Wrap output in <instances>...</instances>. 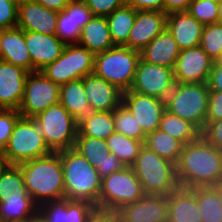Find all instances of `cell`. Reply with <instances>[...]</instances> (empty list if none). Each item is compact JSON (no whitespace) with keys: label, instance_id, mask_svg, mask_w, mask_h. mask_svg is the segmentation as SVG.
I'll return each instance as SVG.
<instances>
[{"label":"cell","instance_id":"cell-3","mask_svg":"<svg viewBox=\"0 0 222 222\" xmlns=\"http://www.w3.org/2000/svg\"><path fill=\"white\" fill-rule=\"evenodd\" d=\"M58 153L63 168L65 199L87 201L98 211L102 179L96 168L73 148Z\"/></svg>","mask_w":222,"mask_h":222},{"label":"cell","instance_id":"cell-13","mask_svg":"<svg viewBox=\"0 0 222 222\" xmlns=\"http://www.w3.org/2000/svg\"><path fill=\"white\" fill-rule=\"evenodd\" d=\"M213 63L199 45L181 50L173 68L175 82L207 83Z\"/></svg>","mask_w":222,"mask_h":222},{"label":"cell","instance_id":"cell-20","mask_svg":"<svg viewBox=\"0 0 222 222\" xmlns=\"http://www.w3.org/2000/svg\"><path fill=\"white\" fill-rule=\"evenodd\" d=\"M82 80L92 111H113L122 104L123 91L115 85L94 73L86 75Z\"/></svg>","mask_w":222,"mask_h":222},{"label":"cell","instance_id":"cell-9","mask_svg":"<svg viewBox=\"0 0 222 222\" xmlns=\"http://www.w3.org/2000/svg\"><path fill=\"white\" fill-rule=\"evenodd\" d=\"M52 152L71 149L78 134V122L60 103L34 117Z\"/></svg>","mask_w":222,"mask_h":222},{"label":"cell","instance_id":"cell-37","mask_svg":"<svg viewBox=\"0 0 222 222\" xmlns=\"http://www.w3.org/2000/svg\"><path fill=\"white\" fill-rule=\"evenodd\" d=\"M73 149L85 157L95 168L99 166L105 156L104 152L110 151L106 140L87 136H77Z\"/></svg>","mask_w":222,"mask_h":222},{"label":"cell","instance_id":"cell-43","mask_svg":"<svg viewBox=\"0 0 222 222\" xmlns=\"http://www.w3.org/2000/svg\"><path fill=\"white\" fill-rule=\"evenodd\" d=\"M85 3L93 15L107 16L114 10L123 7L125 0H86Z\"/></svg>","mask_w":222,"mask_h":222},{"label":"cell","instance_id":"cell-57","mask_svg":"<svg viewBox=\"0 0 222 222\" xmlns=\"http://www.w3.org/2000/svg\"><path fill=\"white\" fill-rule=\"evenodd\" d=\"M12 1L16 2L17 4H20L29 0H12Z\"/></svg>","mask_w":222,"mask_h":222},{"label":"cell","instance_id":"cell-6","mask_svg":"<svg viewBox=\"0 0 222 222\" xmlns=\"http://www.w3.org/2000/svg\"><path fill=\"white\" fill-rule=\"evenodd\" d=\"M144 195L141 182L132 166H124L102 179L98 212L114 215L122 207L136 202Z\"/></svg>","mask_w":222,"mask_h":222},{"label":"cell","instance_id":"cell-59","mask_svg":"<svg viewBox=\"0 0 222 222\" xmlns=\"http://www.w3.org/2000/svg\"><path fill=\"white\" fill-rule=\"evenodd\" d=\"M219 5H220V13H221V16H222V2Z\"/></svg>","mask_w":222,"mask_h":222},{"label":"cell","instance_id":"cell-24","mask_svg":"<svg viewBox=\"0 0 222 222\" xmlns=\"http://www.w3.org/2000/svg\"><path fill=\"white\" fill-rule=\"evenodd\" d=\"M0 60L32 72L31 56L25 42V31L18 26L3 29Z\"/></svg>","mask_w":222,"mask_h":222},{"label":"cell","instance_id":"cell-60","mask_svg":"<svg viewBox=\"0 0 222 222\" xmlns=\"http://www.w3.org/2000/svg\"><path fill=\"white\" fill-rule=\"evenodd\" d=\"M214 1L219 3V4L222 2V0H214Z\"/></svg>","mask_w":222,"mask_h":222},{"label":"cell","instance_id":"cell-42","mask_svg":"<svg viewBox=\"0 0 222 222\" xmlns=\"http://www.w3.org/2000/svg\"><path fill=\"white\" fill-rule=\"evenodd\" d=\"M18 4L12 0H0V29L17 27Z\"/></svg>","mask_w":222,"mask_h":222},{"label":"cell","instance_id":"cell-50","mask_svg":"<svg viewBox=\"0 0 222 222\" xmlns=\"http://www.w3.org/2000/svg\"><path fill=\"white\" fill-rule=\"evenodd\" d=\"M37 3H40L42 6L61 12L69 3L68 0H34Z\"/></svg>","mask_w":222,"mask_h":222},{"label":"cell","instance_id":"cell-11","mask_svg":"<svg viewBox=\"0 0 222 222\" xmlns=\"http://www.w3.org/2000/svg\"><path fill=\"white\" fill-rule=\"evenodd\" d=\"M59 93L60 85L47 78L41 71L29 72L18 111L23 117L34 118L59 103Z\"/></svg>","mask_w":222,"mask_h":222},{"label":"cell","instance_id":"cell-44","mask_svg":"<svg viewBox=\"0 0 222 222\" xmlns=\"http://www.w3.org/2000/svg\"><path fill=\"white\" fill-rule=\"evenodd\" d=\"M201 136L217 149L222 150V119L206 122L201 131Z\"/></svg>","mask_w":222,"mask_h":222},{"label":"cell","instance_id":"cell-26","mask_svg":"<svg viewBox=\"0 0 222 222\" xmlns=\"http://www.w3.org/2000/svg\"><path fill=\"white\" fill-rule=\"evenodd\" d=\"M180 51L172 34L165 28L140 53L148 63L174 68Z\"/></svg>","mask_w":222,"mask_h":222},{"label":"cell","instance_id":"cell-35","mask_svg":"<svg viewBox=\"0 0 222 222\" xmlns=\"http://www.w3.org/2000/svg\"><path fill=\"white\" fill-rule=\"evenodd\" d=\"M108 148L125 166H132L138 153L143 146V142L128 138L127 136L114 132L107 139Z\"/></svg>","mask_w":222,"mask_h":222},{"label":"cell","instance_id":"cell-40","mask_svg":"<svg viewBox=\"0 0 222 222\" xmlns=\"http://www.w3.org/2000/svg\"><path fill=\"white\" fill-rule=\"evenodd\" d=\"M187 11L203 25L221 21L220 5L214 0H193Z\"/></svg>","mask_w":222,"mask_h":222},{"label":"cell","instance_id":"cell-48","mask_svg":"<svg viewBox=\"0 0 222 222\" xmlns=\"http://www.w3.org/2000/svg\"><path fill=\"white\" fill-rule=\"evenodd\" d=\"M207 83L210 91H222V62L219 60L214 61Z\"/></svg>","mask_w":222,"mask_h":222},{"label":"cell","instance_id":"cell-15","mask_svg":"<svg viewBox=\"0 0 222 222\" xmlns=\"http://www.w3.org/2000/svg\"><path fill=\"white\" fill-rule=\"evenodd\" d=\"M114 216L119 222H168V196L144 195Z\"/></svg>","mask_w":222,"mask_h":222},{"label":"cell","instance_id":"cell-14","mask_svg":"<svg viewBox=\"0 0 222 222\" xmlns=\"http://www.w3.org/2000/svg\"><path fill=\"white\" fill-rule=\"evenodd\" d=\"M122 104L134 115L147 135L159 129L165 109V100L131 90L123 92Z\"/></svg>","mask_w":222,"mask_h":222},{"label":"cell","instance_id":"cell-56","mask_svg":"<svg viewBox=\"0 0 222 222\" xmlns=\"http://www.w3.org/2000/svg\"><path fill=\"white\" fill-rule=\"evenodd\" d=\"M3 29H0V59H1V41H2Z\"/></svg>","mask_w":222,"mask_h":222},{"label":"cell","instance_id":"cell-4","mask_svg":"<svg viewBox=\"0 0 222 222\" xmlns=\"http://www.w3.org/2000/svg\"><path fill=\"white\" fill-rule=\"evenodd\" d=\"M132 168L145 195L169 196L179 185L174 163L142 146Z\"/></svg>","mask_w":222,"mask_h":222},{"label":"cell","instance_id":"cell-41","mask_svg":"<svg viewBox=\"0 0 222 222\" xmlns=\"http://www.w3.org/2000/svg\"><path fill=\"white\" fill-rule=\"evenodd\" d=\"M21 116L16 109H0V151L4 152L15 124Z\"/></svg>","mask_w":222,"mask_h":222},{"label":"cell","instance_id":"cell-49","mask_svg":"<svg viewBox=\"0 0 222 222\" xmlns=\"http://www.w3.org/2000/svg\"><path fill=\"white\" fill-rule=\"evenodd\" d=\"M193 0H164L163 12L167 15L173 12L187 11Z\"/></svg>","mask_w":222,"mask_h":222},{"label":"cell","instance_id":"cell-45","mask_svg":"<svg viewBox=\"0 0 222 222\" xmlns=\"http://www.w3.org/2000/svg\"><path fill=\"white\" fill-rule=\"evenodd\" d=\"M105 156L99 163V166L96 168L97 172L101 179L109 176L113 172L121 170L125 165L118 159L114 154H111L110 151L104 152Z\"/></svg>","mask_w":222,"mask_h":222},{"label":"cell","instance_id":"cell-21","mask_svg":"<svg viewBox=\"0 0 222 222\" xmlns=\"http://www.w3.org/2000/svg\"><path fill=\"white\" fill-rule=\"evenodd\" d=\"M165 28L166 14L163 11L136 10L135 23L128 38V47L141 52Z\"/></svg>","mask_w":222,"mask_h":222},{"label":"cell","instance_id":"cell-12","mask_svg":"<svg viewBox=\"0 0 222 222\" xmlns=\"http://www.w3.org/2000/svg\"><path fill=\"white\" fill-rule=\"evenodd\" d=\"M175 85L173 68L140 58L131 91L165 100Z\"/></svg>","mask_w":222,"mask_h":222},{"label":"cell","instance_id":"cell-54","mask_svg":"<svg viewBox=\"0 0 222 222\" xmlns=\"http://www.w3.org/2000/svg\"><path fill=\"white\" fill-rule=\"evenodd\" d=\"M105 222H119L114 215L105 213Z\"/></svg>","mask_w":222,"mask_h":222},{"label":"cell","instance_id":"cell-30","mask_svg":"<svg viewBox=\"0 0 222 222\" xmlns=\"http://www.w3.org/2000/svg\"><path fill=\"white\" fill-rule=\"evenodd\" d=\"M136 10L124 5L106 16L114 46L128 47V38L135 23Z\"/></svg>","mask_w":222,"mask_h":222},{"label":"cell","instance_id":"cell-29","mask_svg":"<svg viewBox=\"0 0 222 222\" xmlns=\"http://www.w3.org/2000/svg\"><path fill=\"white\" fill-rule=\"evenodd\" d=\"M38 213V205L29 194H10L0 202L1 222H24Z\"/></svg>","mask_w":222,"mask_h":222},{"label":"cell","instance_id":"cell-8","mask_svg":"<svg viewBox=\"0 0 222 222\" xmlns=\"http://www.w3.org/2000/svg\"><path fill=\"white\" fill-rule=\"evenodd\" d=\"M52 153L34 118L21 116L14 127L4 154L9 165L44 157Z\"/></svg>","mask_w":222,"mask_h":222},{"label":"cell","instance_id":"cell-52","mask_svg":"<svg viewBox=\"0 0 222 222\" xmlns=\"http://www.w3.org/2000/svg\"><path fill=\"white\" fill-rule=\"evenodd\" d=\"M89 222H105V213L97 212Z\"/></svg>","mask_w":222,"mask_h":222},{"label":"cell","instance_id":"cell-19","mask_svg":"<svg viewBox=\"0 0 222 222\" xmlns=\"http://www.w3.org/2000/svg\"><path fill=\"white\" fill-rule=\"evenodd\" d=\"M28 73L19 66L0 60V109H19Z\"/></svg>","mask_w":222,"mask_h":222},{"label":"cell","instance_id":"cell-28","mask_svg":"<svg viewBox=\"0 0 222 222\" xmlns=\"http://www.w3.org/2000/svg\"><path fill=\"white\" fill-rule=\"evenodd\" d=\"M59 103L68 110L77 122L93 112L85 95L82 78L60 85Z\"/></svg>","mask_w":222,"mask_h":222},{"label":"cell","instance_id":"cell-18","mask_svg":"<svg viewBox=\"0 0 222 222\" xmlns=\"http://www.w3.org/2000/svg\"><path fill=\"white\" fill-rule=\"evenodd\" d=\"M85 2H71L58 14L56 36L66 44H77L81 29L93 17Z\"/></svg>","mask_w":222,"mask_h":222},{"label":"cell","instance_id":"cell-17","mask_svg":"<svg viewBox=\"0 0 222 222\" xmlns=\"http://www.w3.org/2000/svg\"><path fill=\"white\" fill-rule=\"evenodd\" d=\"M59 12L48 9L34 0L18 4L17 26L23 31L56 35Z\"/></svg>","mask_w":222,"mask_h":222},{"label":"cell","instance_id":"cell-53","mask_svg":"<svg viewBox=\"0 0 222 222\" xmlns=\"http://www.w3.org/2000/svg\"><path fill=\"white\" fill-rule=\"evenodd\" d=\"M24 222H45V221L41 217V215L39 213H37L35 216L28 218Z\"/></svg>","mask_w":222,"mask_h":222},{"label":"cell","instance_id":"cell-51","mask_svg":"<svg viewBox=\"0 0 222 222\" xmlns=\"http://www.w3.org/2000/svg\"><path fill=\"white\" fill-rule=\"evenodd\" d=\"M9 165L6 156L4 152L0 151V175L2 172L6 169V167Z\"/></svg>","mask_w":222,"mask_h":222},{"label":"cell","instance_id":"cell-1","mask_svg":"<svg viewBox=\"0 0 222 222\" xmlns=\"http://www.w3.org/2000/svg\"><path fill=\"white\" fill-rule=\"evenodd\" d=\"M175 166L179 187L192 189L222 182V150L202 136L183 146Z\"/></svg>","mask_w":222,"mask_h":222},{"label":"cell","instance_id":"cell-23","mask_svg":"<svg viewBox=\"0 0 222 222\" xmlns=\"http://www.w3.org/2000/svg\"><path fill=\"white\" fill-rule=\"evenodd\" d=\"M204 25L188 11L173 12L166 15V29L172 34L180 50L200 44Z\"/></svg>","mask_w":222,"mask_h":222},{"label":"cell","instance_id":"cell-39","mask_svg":"<svg viewBox=\"0 0 222 222\" xmlns=\"http://www.w3.org/2000/svg\"><path fill=\"white\" fill-rule=\"evenodd\" d=\"M199 46L214 61L222 55V24L212 23L204 25Z\"/></svg>","mask_w":222,"mask_h":222},{"label":"cell","instance_id":"cell-36","mask_svg":"<svg viewBox=\"0 0 222 222\" xmlns=\"http://www.w3.org/2000/svg\"><path fill=\"white\" fill-rule=\"evenodd\" d=\"M115 132L128 138L145 141L146 134L137 123L134 115L123 105L113 110Z\"/></svg>","mask_w":222,"mask_h":222},{"label":"cell","instance_id":"cell-5","mask_svg":"<svg viewBox=\"0 0 222 222\" xmlns=\"http://www.w3.org/2000/svg\"><path fill=\"white\" fill-rule=\"evenodd\" d=\"M141 53L126 46H114L94 55V74L118 87L130 90Z\"/></svg>","mask_w":222,"mask_h":222},{"label":"cell","instance_id":"cell-33","mask_svg":"<svg viewBox=\"0 0 222 222\" xmlns=\"http://www.w3.org/2000/svg\"><path fill=\"white\" fill-rule=\"evenodd\" d=\"M159 129L183 145L195 141L201 136V131L194 124L166 110L162 115Z\"/></svg>","mask_w":222,"mask_h":222},{"label":"cell","instance_id":"cell-47","mask_svg":"<svg viewBox=\"0 0 222 222\" xmlns=\"http://www.w3.org/2000/svg\"><path fill=\"white\" fill-rule=\"evenodd\" d=\"M163 4L164 0H125V5L131 6L137 11H163Z\"/></svg>","mask_w":222,"mask_h":222},{"label":"cell","instance_id":"cell-58","mask_svg":"<svg viewBox=\"0 0 222 222\" xmlns=\"http://www.w3.org/2000/svg\"><path fill=\"white\" fill-rule=\"evenodd\" d=\"M86 0H68L69 3L71 2H85Z\"/></svg>","mask_w":222,"mask_h":222},{"label":"cell","instance_id":"cell-2","mask_svg":"<svg viewBox=\"0 0 222 222\" xmlns=\"http://www.w3.org/2000/svg\"><path fill=\"white\" fill-rule=\"evenodd\" d=\"M28 194L40 206L65 198L63 168L58 152L18 165Z\"/></svg>","mask_w":222,"mask_h":222},{"label":"cell","instance_id":"cell-32","mask_svg":"<svg viewBox=\"0 0 222 222\" xmlns=\"http://www.w3.org/2000/svg\"><path fill=\"white\" fill-rule=\"evenodd\" d=\"M143 145L175 165L184 146L180 141L160 129L148 133Z\"/></svg>","mask_w":222,"mask_h":222},{"label":"cell","instance_id":"cell-25","mask_svg":"<svg viewBox=\"0 0 222 222\" xmlns=\"http://www.w3.org/2000/svg\"><path fill=\"white\" fill-rule=\"evenodd\" d=\"M168 222H202L196 187H178L168 196Z\"/></svg>","mask_w":222,"mask_h":222},{"label":"cell","instance_id":"cell-34","mask_svg":"<svg viewBox=\"0 0 222 222\" xmlns=\"http://www.w3.org/2000/svg\"><path fill=\"white\" fill-rule=\"evenodd\" d=\"M196 199L202 222H222V205L214 186L196 187Z\"/></svg>","mask_w":222,"mask_h":222},{"label":"cell","instance_id":"cell-16","mask_svg":"<svg viewBox=\"0 0 222 222\" xmlns=\"http://www.w3.org/2000/svg\"><path fill=\"white\" fill-rule=\"evenodd\" d=\"M87 201L54 200L38 206V213L45 222H89L97 213Z\"/></svg>","mask_w":222,"mask_h":222},{"label":"cell","instance_id":"cell-55","mask_svg":"<svg viewBox=\"0 0 222 222\" xmlns=\"http://www.w3.org/2000/svg\"><path fill=\"white\" fill-rule=\"evenodd\" d=\"M214 187L217 189V191L219 193V197H220V201H221V205H222V182L216 184Z\"/></svg>","mask_w":222,"mask_h":222},{"label":"cell","instance_id":"cell-38","mask_svg":"<svg viewBox=\"0 0 222 222\" xmlns=\"http://www.w3.org/2000/svg\"><path fill=\"white\" fill-rule=\"evenodd\" d=\"M28 194L18 165H8L0 175V202L10 194Z\"/></svg>","mask_w":222,"mask_h":222},{"label":"cell","instance_id":"cell-61","mask_svg":"<svg viewBox=\"0 0 222 222\" xmlns=\"http://www.w3.org/2000/svg\"><path fill=\"white\" fill-rule=\"evenodd\" d=\"M220 62H222V55H221V57L218 59Z\"/></svg>","mask_w":222,"mask_h":222},{"label":"cell","instance_id":"cell-46","mask_svg":"<svg viewBox=\"0 0 222 222\" xmlns=\"http://www.w3.org/2000/svg\"><path fill=\"white\" fill-rule=\"evenodd\" d=\"M222 119V91H210L206 122Z\"/></svg>","mask_w":222,"mask_h":222},{"label":"cell","instance_id":"cell-22","mask_svg":"<svg viewBox=\"0 0 222 222\" xmlns=\"http://www.w3.org/2000/svg\"><path fill=\"white\" fill-rule=\"evenodd\" d=\"M25 42L31 56L32 72L42 70L60 57L65 44L56 35L25 31Z\"/></svg>","mask_w":222,"mask_h":222},{"label":"cell","instance_id":"cell-10","mask_svg":"<svg viewBox=\"0 0 222 222\" xmlns=\"http://www.w3.org/2000/svg\"><path fill=\"white\" fill-rule=\"evenodd\" d=\"M58 85L94 72V54L78 44H66L59 58L40 70Z\"/></svg>","mask_w":222,"mask_h":222},{"label":"cell","instance_id":"cell-27","mask_svg":"<svg viewBox=\"0 0 222 222\" xmlns=\"http://www.w3.org/2000/svg\"><path fill=\"white\" fill-rule=\"evenodd\" d=\"M78 45L86 48L94 55L114 47L106 16L94 15L82 27Z\"/></svg>","mask_w":222,"mask_h":222},{"label":"cell","instance_id":"cell-7","mask_svg":"<svg viewBox=\"0 0 222 222\" xmlns=\"http://www.w3.org/2000/svg\"><path fill=\"white\" fill-rule=\"evenodd\" d=\"M210 90L208 83L181 84L175 82L165 99V109L194 124L200 131L206 125Z\"/></svg>","mask_w":222,"mask_h":222},{"label":"cell","instance_id":"cell-31","mask_svg":"<svg viewBox=\"0 0 222 222\" xmlns=\"http://www.w3.org/2000/svg\"><path fill=\"white\" fill-rule=\"evenodd\" d=\"M115 132L113 111H93L78 122L77 136L106 140Z\"/></svg>","mask_w":222,"mask_h":222}]
</instances>
